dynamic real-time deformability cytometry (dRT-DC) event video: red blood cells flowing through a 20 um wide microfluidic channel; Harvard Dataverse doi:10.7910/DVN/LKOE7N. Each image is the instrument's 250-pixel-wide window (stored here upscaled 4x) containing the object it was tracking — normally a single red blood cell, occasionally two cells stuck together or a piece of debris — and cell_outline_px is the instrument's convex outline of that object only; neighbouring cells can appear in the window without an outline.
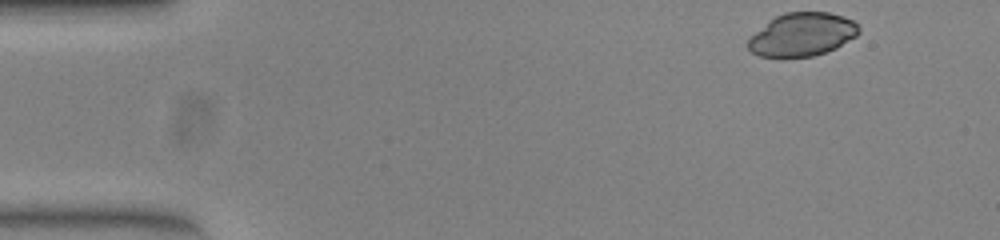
{"species": "common noctule bat (a hibernating species)", "species_latin": "Nyctalus noctula", "temperature_condition": "warm", "stored_images_in_passage": 48, "camera_frame_rate_fps": 3000, "um_per_image_px": 0.085, "animal": {"sex": "female", "body_mass_g": 23.0, "forearm_length_mm": 53.4}, "frame": {"image": 1, "passage_image": 1, "time_ms": 0.0, "image_size_px": [1000, 240], "cell_outline_px": [[860, 32], [856, 36], [836, 48], [812, 56], [760, 56], [752, 52], [748, 48], [748, 40], [756, 32], [776, 16], [784, 12], [828, 12], [844, 16], [852, 20], [860, 28]], "centroid_in_image_um": [68.22, 2.92], "position_along_channel_um": 16.8, "area_um2": 27.46}}